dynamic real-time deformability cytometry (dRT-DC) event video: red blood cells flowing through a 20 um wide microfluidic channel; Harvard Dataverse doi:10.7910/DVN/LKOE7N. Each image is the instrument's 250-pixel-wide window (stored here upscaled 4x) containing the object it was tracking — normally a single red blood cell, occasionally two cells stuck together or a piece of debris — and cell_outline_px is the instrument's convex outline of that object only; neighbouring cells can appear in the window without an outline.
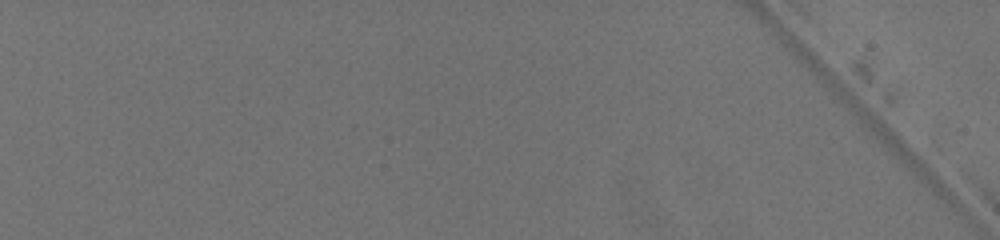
{"species": "common noctule bat (a hibernating species)", "species_latin": "Nyctalus noctula", "temperature_condition": "warm", "stored_images_in_passage": 2, "camera_frame_rate_fps": 3000, "um_per_image_px": 0.085, "animal": {"sex": "female", "body_mass_g": 19.5, "forearm_length_mm": 54.1}, "frame": {"image": 1, "passage_image": 1, "time_ms": 0.0, "image_size_px": [1000, 240], "cell_outline_px": [[216, 164], [208, 188], [172, 220], [148, 224], [144, 220], [156, 204], [172, 188], [188, 176], [212, 164]], "centroid_in_image_um": [15.4, 16.67], "position_along_channel_um": 69.6, "area_um2": 11.85}}